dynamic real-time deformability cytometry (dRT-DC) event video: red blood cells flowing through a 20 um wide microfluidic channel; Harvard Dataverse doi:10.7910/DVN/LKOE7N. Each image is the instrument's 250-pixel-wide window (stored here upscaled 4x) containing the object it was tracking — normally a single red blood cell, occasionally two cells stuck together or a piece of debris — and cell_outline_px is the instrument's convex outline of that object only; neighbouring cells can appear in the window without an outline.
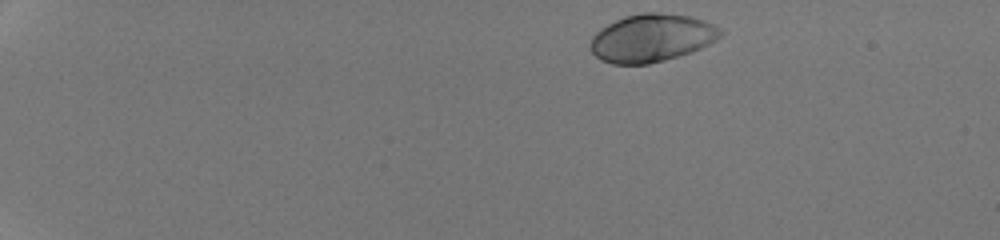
{"species": "human", "species_latin": "Homo sapiens", "temperature_condition": "room temperature", "stored_images_in_passage": 43, "camera_frame_rate_fps": 3000, "um_per_image_px": 0.085, "donor": {"sex": "male"}, "frame": {"image": 1, "passage_image": 1, "time_ms": 0.0, "image_size_px": [1000, 240], "cell_outline_px": [[724, 32], [716, 40], [692, 52], [664, 60], [648, 64], [612, 64], [600, 60], [588, 48], [588, 44], [592, 36], [600, 28], [624, 16], [644, 12], [660, 12], [688, 16], [704, 20], [724, 28]], "centroid_in_image_um": [55.38, 3.22], "position_along_channel_um": 29.6, "area_um2": 36.65}}
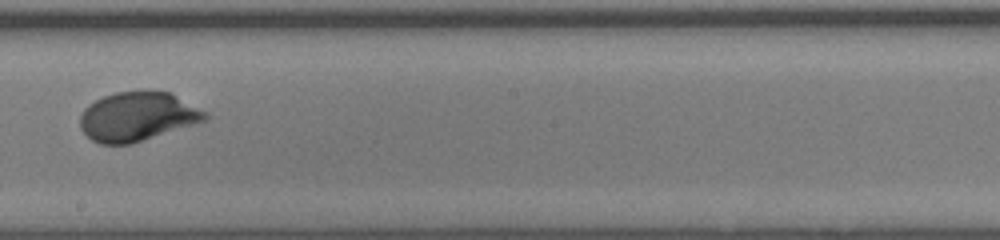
{"frame": {"image": 2, "passage_image": 25, "time_ms": 8.0, "image_size_px": [1000, 240], "cell_outline_px": [[208, 120], [132, 144], [100, 144], [92, 140], [80, 128], [80, 116], [84, 108], [88, 104], [104, 96], [116, 92], [168, 92], [208, 112]], "centroid_in_image_um": [11.68, 9.93], "position_along_channel_um": 236.5, "area_um2": 35.55}}
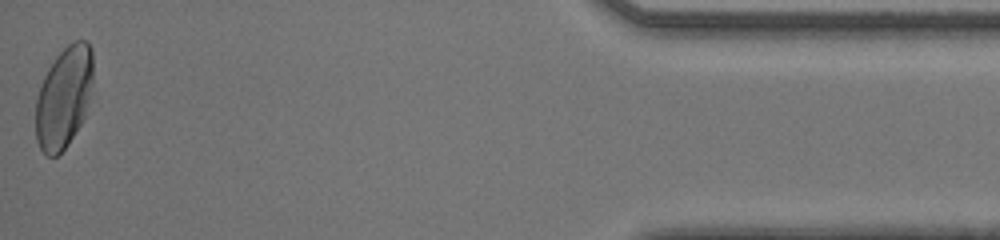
{"frame": {"image": 3, "passage_image": 43, "time_ms": 14.0, "image_size_px": [1000, 240], "cell_outline_px": [[92, 80], [84, 120], [68, 144], [56, 156], [48, 156], [40, 148], [36, 140], [36, 96], [44, 76], [48, 68], [56, 56], [72, 40], [88, 40], [92, 48]], "centroid_in_image_um": [5.43, 8.25], "position_along_channel_um": 429.8, "area_um2": 33.93}, "authors_computed_cell_mechanics": {"area_um2": 35.2002, "velocity_mm_per_s": 4.2479, "shape_relaxation_time_tau1_ms": 2.4256, "shape_relaxation_time_tau2_ms": null, "deformation_change_tau1": 0.1713, "deformation_change_tau2": null}}